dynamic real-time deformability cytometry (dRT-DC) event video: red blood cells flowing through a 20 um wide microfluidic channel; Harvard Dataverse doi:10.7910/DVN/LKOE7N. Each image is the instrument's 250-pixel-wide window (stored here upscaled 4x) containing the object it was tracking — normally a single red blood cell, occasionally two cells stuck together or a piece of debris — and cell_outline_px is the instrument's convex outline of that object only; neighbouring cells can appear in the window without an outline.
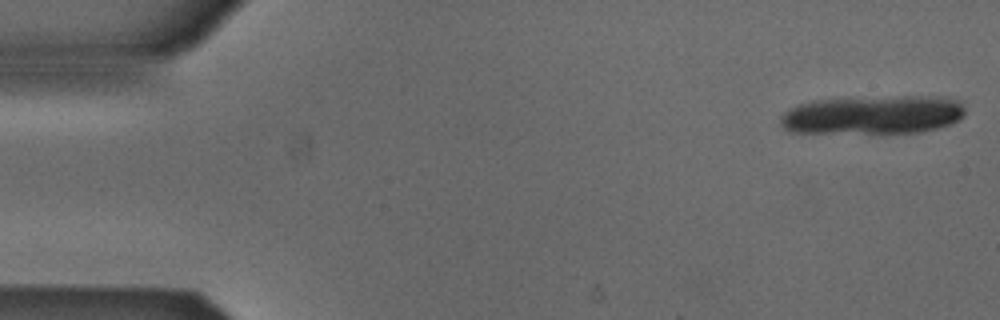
{"species": "Egyptian fruit bat (a non-hibernating species)", "species_latin": "Rousettus aegyptiacus", "temperature_condition": "cold", "stored_images_in_passage": 17, "camera_frame_rate_fps": 3000, "um_per_image_px": 0.085, "animal": {"sex": "male"}, "frame": {"image": 1, "passage_image": 1, "time_ms": 0.0, "image_size_px": [1000, 320], "cell_outline_px": [[964, 116], [948, 124], [936, 128], [920, 132], [792, 132], [784, 128], [780, 124], [780, 116], [788, 108], [812, 100], [904, 96], [924, 96], [956, 100], [964, 108]], "centroid_in_image_um": [74.13, 9.76], "position_along_channel_um": 10.9, "area_um2": 40.86}}